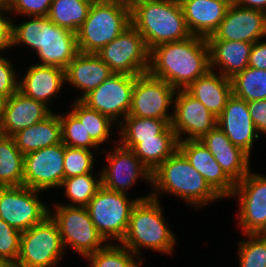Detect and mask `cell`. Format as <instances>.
I'll return each mask as SVG.
<instances>
[{"mask_svg":"<svg viewBox=\"0 0 266 267\" xmlns=\"http://www.w3.org/2000/svg\"><path fill=\"white\" fill-rule=\"evenodd\" d=\"M93 150L64 145V179L91 173L93 170Z\"/></svg>","mask_w":266,"mask_h":267,"instance_id":"f35d334b","label":"cell"},{"mask_svg":"<svg viewBox=\"0 0 266 267\" xmlns=\"http://www.w3.org/2000/svg\"><path fill=\"white\" fill-rule=\"evenodd\" d=\"M261 234L266 238V228L263 230Z\"/></svg>","mask_w":266,"mask_h":267,"instance_id":"f5cc1de1","label":"cell"},{"mask_svg":"<svg viewBox=\"0 0 266 267\" xmlns=\"http://www.w3.org/2000/svg\"><path fill=\"white\" fill-rule=\"evenodd\" d=\"M70 105L71 112L79 119L86 133L90 138L100 147V144H104L108 141L111 134L112 124L115 125L108 116L101 114L100 112L90 109L80 100L72 101Z\"/></svg>","mask_w":266,"mask_h":267,"instance_id":"836d02e7","label":"cell"},{"mask_svg":"<svg viewBox=\"0 0 266 267\" xmlns=\"http://www.w3.org/2000/svg\"><path fill=\"white\" fill-rule=\"evenodd\" d=\"M230 80L235 97L246 102L266 99V70L248 66Z\"/></svg>","mask_w":266,"mask_h":267,"instance_id":"d6a6232c","label":"cell"},{"mask_svg":"<svg viewBox=\"0 0 266 267\" xmlns=\"http://www.w3.org/2000/svg\"><path fill=\"white\" fill-rule=\"evenodd\" d=\"M266 38V12L230 4L217 30L207 40L255 43Z\"/></svg>","mask_w":266,"mask_h":267,"instance_id":"ac0fdd59","label":"cell"},{"mask_svg":"<svg viewBox=\"0 0 266 267\" xmlns=\"http://www.w3.org/2000/svg\"><path fill=\"white\" fill-rule=\"evenodd\" d=\"M173 104L171 127L179 141L200 140L217 125V118L186 89L176 91Z\"/></svg>","mask_w":266,"mask_h":267,"instance_id":"2e32d148","label":"cell"},{"mask_svg":"<svg viewBox=\"0 0 266 267\" xmlns=\"http://www.w3.org/2000/svg\"><path fill=\"white\" fill-rule=\"evenodd\" d=\"M91 5L88 0H53L48 18L59 27L76 33L88 17Z\"/></svg>","mask_w":266,"mask_h":267,"instance_id":"1f68e13d","label":"cell"},{"mask_svg":"<svg viewBox=\"0 0 266 267\" xmlns=\"http://www.w3.org/2000/svg\"><path fill=\"white\" fill-rule=\"evenodd\" d=\"M101 186V172L98 177L96 175L93 176L92 173H86L64 179L60 189L64 188L65 197L69 198L68 200L72 202L66 204V206L86 207Z\"/></svg>","mask_w":266,"mask_h":267,"instance_id":"e575fe53","label":"cell"},{"mask_svg":"<svg viewBox=\"0 0 266 267\" xmlns=\"http://www.w3.org/2000/svg\"><path fill=\"white\" fill-rule=\"evenodd\" d=\"M65 84V71L54 66L34 64L19 79V91L46 106Z\"/></svg>","mask_w":266,"mask_h":267,"instance_id":"cb8c5ba5","label":"cell"},{"mask_svg":"<svg viewBox=\"0 0 266 267\" xmlns=\"http://www.w3.org/2000/svg\"><path fill=\"white\" fill-rule=\"evenodd\" d=\"M90 3H107V2H113V1H119V0H88Z\"/></svg>","mask_w":266,"mask_h":267,"instance_id":"681fc988","label":"cell"},{"mask_svg":"<svg viewBox=\"0 0 266 267\" xmlns=\"http://www.w3.org/2000/svg\"><path fill=\"white\" fill-rule=\"evenodd\" d=\"M5 11V12H4ZM10 11L2 4L0 6V51L11 49L13 20L4 14ZM10 18V19H9ZM0 52V53H1Z\"/></svg>","mask_w":266,"mask_h":267,"instance_id":"ee69618b","label":"cell"},{"mask_svg":"<svg viewBox=\"0 0 266 267\" xmlns=\"http://www.w3.org/2000/svg\"><path fill=\"white\" fill-rule=\"evenodd\" d=\"M176 91L148 72L135 76L128 116L172 120L173 113L168 108L174 103Z\"/></svg>","mask_w":266,"mask_h":267,"instance_id":"7c38bea8","label":"cell"},{"mask_svg":"<svg viewBox=\"0 0 266 267\" xmlns=\"http://www.w3.org/2000/svg\"><path fill=\"white\" fill-rule=\"evenodd\" d=\"M264 40L253 43L249 56V67L266 70V40Z\"/></svg>","mask_w":266,"mask_h":267,"instance_id":"f6af8a7d","label":"cell"},{"mask_svg":"<svg viewBox=\"0 0 266 267\" xmlns=\"http://www.w3.org/2000/svg\"><path fill=\"white\" fill-rule=\"evenodd\" d=\"M127 8L132 10L135 6L143 2L156 1V0H120Z\"/></svg>","mask_w":266,"mask_h":267,"instance_id":"7dc6e473","label":"cell"},{"mask_svg":"<svg viewBox=\"0 0 266 267\" xmlns=\"http://www.w3.org/2000/svg\"><path fill=\"white\" fill-rule=\"evenodd\" d=\"M238 199L239 226L244 234H259L266 228V176L251 170L230 196Z\"/></svg>","mask_w":266,"mask_h":267,"instance_id":"4fadbf2b","label":"cell"},{"mask_svg":"<svg viewBox=\"0 0 266 267\" xmlns=\"http://www.w3.org/2000/svg\"><path fill=\"white\" fill-rule=\"evenodd\" d=\"M12 138L23 155L61 143L59 114L52 112L44 120L16 132Z\"/></svg>","mask_w":266,"mask_h":267,"instance_id":"83f0119b","label":"cell"},{"mask_svg":"<svg viewBox=\"0 0 266 267\" xmlns=\"http://www.w3.org/2000/svg\"><path fill=\"white\" fill-rule=\"evenodd\" d=\"M6 265L7 263L2 258H0V267H5Z\"/></svg>","mask_w":266,"mask_h":267,"instance_id":"f907efd6","label":"cell"},{"mask_svg":"<svg viewBox=\"0 0 266 267\" xmlns=\"http://www.w3.org/2000/svg\"><path fill=\"white\" fill-rule=\"evenodd\" d=\"M151 186L152 198L158 200L166 192L196 209L222 199L179 149L152 172Z\"/></svg>","mask_w":266,"mask_h":267,"instance_id":"3957f363","label":"cell"},{"mask_svg":"<svg viewBox=\"0 0 266 267\" xmlns=\"http://www.w3.org/2000/svg\"><path fill=\"white\" fill-rule=\"evenodd\" d=\"M10 59L0 56V96L8 99L19 90V79Z\"/></svg>","mask_w":266,"mask_h":267,"instance_id":"b9f144b4","label":"cell"},{"mask_svg":"<svg viewBox=\"0 0 266 267\" xmlns=\"http://www.w3.org/2000/svg\"><path fill=\"white\" fill-rule=\"evenodd\" d=\"M130 25L131 10L120 0L94 3L76 32L78 51L96 54Z\"/></svg>","mask_w":266,"mask_h":267,"instance_id":"8992f818","label":"cell"},{"mask_svg":"<svg viewBox=\"0 0 266 267\" xmlns=\"http://www.w3.org/2000/svg\"><path fill=\"white\" fill-rule=\"evenodd\" d=\"M6 99L0 96V127L3 123L4 119V107H5Z\"/></svg>","mask_w":266,"mask_h":267,"instance_id":"c3c4849f","label":"cell"},{"mask_svg":"<svg viewBox=\"0 0 266 267\" xmlns=\"http://www.w3.org/2000/svg\"><path fill=\"white\" fill-rule=\"evenodd\" d=\"M24 155L12 136L0 134V187L22 186Z\"/></svg>","mask_w":266,"mask_h":267,"instance_id":"4dcf8cb0","label":"cell"},{"mask_svg":"<svg viewBox=\"0 0 266 267\" xmlns=\"http://www.w3.org/2000/svg\"><path fill=\"white\" fill-rule=\"evenodd\" d=\"M21 244V232L0 219V258L7 264H15Z\"/></svg>","mask_w":266,"mask_h":267,"instance_id":"ab89813d","label":"cell"},{"mask_svg":"<svg viewBox=\"0 0 266 267\" xmlns=\"http://www.w3.org/2000/svg\"><path fill=\"white\" fill-rule=\"evenodd\" d=\"M89 267H140L141 257L134 255L128 248L108 243L104 248L86 257Z\"/></svg>","mask_w":266,"mask_h":267,"instance_id":"d590c367","label":"cell"},{"mask_svg":"<svg viewBox=\"0 0 266 267\" xmlns=\"http://www.w3.org/2000/svg\"><path fill=\"white\" fill-rule=\"evenodd\" d=\"M186 90L216 118L222 113L227 100L232 96L230 78L211 70L206 75L197 78Z\"/></svg>","mask_w":266,"mask_h":267,"instance_id":"4316f807","label":"cell"},{"mask_svg":"<svg viewBox=\"0 0 266 267\" xmlns=\"http://www.w3.org/2000/svg\"><path fill=\"white\" fill-rule=\"evenodd\" d=\"M64 71L65 82L83 91L76 100H81L114 74L96 54L80 52Z\"/></svg>","mask_w":266,"mask_h":267,"instance_id":"d4e9b609","label":"cell"},{"mask_svg":"<svg viewBox=\"0 0 266 267\" xmlns=\"http://www.w3.org/2000/svg\"><path fill=\"white\" fill-rule=\"evenodd\" d=\"M39 193L24 185L0 187V219L20 232L42 222L50 209L40 200Z\"/></svg>","mask_w":266,"mask_h":267,"instance_id":"8fae6325","label":"cell"},{"mask_svg":"<svg viewBox=\"0 0 266 267\" xmlns=\"http://www.w3.org/2000/svg\"><path fill=\"white\" fill-rule=\"evenodd\" d=\"M155 198L138 201L132 208L127 232L120 244L141 257L142 248L171 254L176 235L164 221L162 206Z\"/></svg>","mask_w":266,"mask_h":267,"instance_id":"5b68a950","label":"cell"},{"mask_svg":"<svg viewBox=\"0 0 266 267\" xmlns=\"http://www.w3.org/2000/svg\"><path fill=\"white\" fill-rule=\"evenodd\" d=\"M191 35L208 38L224 19L231 0H179Z\"/></svg>","mask_w":266,"mask_h":267,"instance_id":"603a6c76","label":"cell"},{"mask_svg":"<svg viewBox=\"0 0 266 267\" xmlns=\"http://www.w3.org/2000/svg\"><path fill=\"white\" fill-rule=\"evenodd\" d=\"M135 76L113 74L80 101L90 109L108 116L113 122L128 116Z\"/></svg>","mask_w":266,"mask_h":267,"instance_id":"5bb4252c","label":"cell"},{"mask_svg":"<svg viewBox=\"0 0 266 267\" xmlns=\"http://www.w3.org/2000/svg\"><path fill=\"white\" fill-rule=\"evenodd\" d=\"M53 0H3V5L16 15L48 17Z\"/></svg>","mask_w":266,"mask_h":267,"instance_id":"60d3db41","label":"cell"},{"mask_svg":"<svg viewBox=\"0 0 266 267\" xmlns=\"http://www.w3.org/2000/svg\"><path fill=\"white\" fill-rule=\"evenodd\" d=\"M131 24L143 36L149 51L191 36L179 0L140 3L131 10Z\"/></svg>","mask_w":266,"mask_h":267,"instance_id":"277c9868","label":"cell"},{"mask_svg":"<svg viewBox=\"0 0 266 267\" xmlns=\"http://www.w3.org/2000/svg\"><path fill=\"white\" fill-rule=\"evenodd\" d=\"M107 165L101 171L102 186L105 188L127 193L126 191L136 184L139 177L152 185V172L140 161L131 149L114 145L113 152H107Z\"/></svg>","mask_w":266,"mask_h":267,"instance_id":"e0dca14e","label":"cell"},{"mask_svg":"<svg viewBox=\"0 0 266 267\" xmlns=\"http://www.w3.org/2000/svg\"><path fill=\"white\" fill-rule=\"evenodd\" d=\"M210 51V69L232 78L248 67L253 43L245 41L207 40Z\"/></svg>","mask_w":266,"mask_h":267,"instance_id":"484cf974","label":"cell"},{"mask_svg":"<svg viewBox=\"0 0 266 267\" xmlns=\"http://www.w3.org/2000/svg\"><path fill=\"white\" fill-rule=\"evenodd\" d=\"M21 24H13L12 47L24 44L35 50L38 65L54 66L65 70L79 53L76 33L59 27L48 17H30Z\"/></svg>","mask_w":266,"mask_h":267,"instance_id":"7a4b0ae2","label":"cell"},{"mask_svg":"<svg viewBox=\"0 0 266 267\" xmlns=\"http://www.w3.org/2000/svg\"><path fill=\"white\" fill-rule=\"evenodd\" d=\"M56 222L48 215L42 222L21 232L18 267H55L64 256ZM63 254V255H62Z\"/></svg>","mask_w":266,"mask_h":267,"instance_id":"9c48e42d","label":"cell"},{"mask_svg":"<svg viewBox=\"0 0 266 267\" xmlns=\"http://www.w3.org/2000/svg\"><path fill=\"white\" fill-rule=\"evenodd\" d=\"M210 70L207 38L191 35L187 39L160 44L150 50L148 73L176 90L186 89Z\"/></svg>","mask_w":266,"mask_h":267,"instance_id":"6da1fadb","label":"cell"},{"mask_svg":"<svg viewBox=\"0 0 266 267\" xmlns=\"http://www.w3.org/2000/svg\"><path fill=\"white\" fill-rule=\"evenodd\" d=\"M179 140L171 125L157 139L142 140L133 149V153L151 171H155L168 157L178 149Z\"/></svg>","mask_w":266,"mask_h":267,"instance_id":"f546056e","label":"cell"},{"mask_svg":"<svg viewBox=\"0 0 266 267\" xmlns=\"http://www.w3.org/2000/svg\"><path fill=\"white\" fill-rule=\"evenodd\" d=\"M52 112L53 110L50 107L27 97L18 90L6 99L0 134L12 136L16 132L44 120Z\"/></svg>","mask_w":266,"mask_h":267,"instance_id":"7402d4cb","label":"cell"},{"mask_svg":"<svg viewBox=\"0 0 266 267\" xmlns=\"http://www.w3.org/2000/svg\"><path fill=\"white\" fill-rule=\"evenodd\" d=\"M247 105L258 135L266 134V99L250 101Z\"/></svg>","mask_w":266,"mask_h":267,"instance_id":"7bdbcfd3","label":"cell"},{"mask_svg":"<svg viewBox=\"0 0 266 267\" xmlns=\"http://www.w3.org/2000/svg\"><path fill=\"white\" fill-rule=\"evenodd\" d=\"M62 143L65 146L93 150V147L100 148L86 133L84 125L71 112L60 114Z\"/></svg>","mask_w":266,"mask_h":267,"instance_id":"8d00e7d4","label":"cell"},{"mask_svg":"<svg viewBox=\"0 0 266 267\" xmlns=\"http://www.w3.org/2000/svg\"><path fill=\"white\" fill-rule=\"evenodd\" d=\"M217 126L235 146L241 148L251 156V151L254 145L253 142L260 136L253 124L245 100L232 95L227 100L222 113L217 117Z\"/></svg>","mask_w":266,"mask_h":267,"instance_id":"d6986e66","label":"cell"},{"mask_svg":"<svg viewBox=\"0 0 266 267\" xmlns=\"http://www.w3.org/2000/svg\"><path fill=\"white\" fill-rule=\"evenodd\" d=\"M172 120L155 118H141L126 116L117 123L120 129V140L117 143L127 149H133L142 140L157 139V135L162 134L170 125Z\"/></svg>","mask_w":266,"mask_h":267,"instance_id":"f1b7e54d","label":"cell"},{"mask_svg":"<svg viewBox=\"0 0 266 267\" xmlns=\"http://www.w3.org/2000/svg\"><path fill=\"white\" fill-rule=\"evenodd\" d=\"M151 194L135 199L125 193L115 192L101 186L89 201L86 209L98 232L110 243H119L124 238L133 206L141 200L148 199Z\"/></svg>","mask_w":266,"mask_h":267,"instance_id":"52a82bcc","label":"cell"},{"mask_svg":"<svg viewBox=\"0 0 266 267\" xmlns=\"http://www.w3.org/2000/svg\"><path fill=\"white\" fill-rule=\"evenodd\" d=\"M231 3L266 12V0H231Z\"/></svg>","mask_w":266,"mask_h":267,"instance_id":"bcb514c9","label":"cell"},{"mask_svg":"<svg viewBox=\"0 0 266 267\" xmlns=\"http://www.w3.org/2000/svg\"><path fill=\"white\" fill-rule=\"evenodd\" d=\"M49 215L56 222L64 249L68 246L82 257L104 248L108 242L98 232L86 207L55 204Z\"/></svg>","mask_w":266,"mask_h":267,"instance_id":"ba28073f","label":"cell"},{"mask_svg":"<svg viewBox=\"0 0 266 267\" xmlns=\"http://www.w3.org/2000/svg\"><path fill=\"white\" fill-rule=\"evenodd\" d=\"M96 55L115 74L138 76L149 69L150 51L143 36L132 24Z\"/></svg>","mask_w":266,"mask_h":267,"instance_id":"30bf717a","label":"cell"},{"mask_svg":"<svg viewBox=\"0 0 266 267\" xmlns=\"http://www.w3.org/2000/svg\"><path fill=\"white\" fill-rule=\"evenodd\" d=\"M5 267H18V266L15 264H7Z\"/></svg>","mask_w":266,"mask_h":267,"instance_id":"816d5d0a","label":"cell"},{"mask_svg":"<svg viewBox=\"0 0 266 267\" xmlns=\"http://www.w3.org/2000/svg\"><path fill=\"white\" fill-rule=\"evenodd\" d=\"M64 180V144L24 155L23 185L41 192L59 188Z\"/></svg>","mask_w":266,"mask_h":267,"instance_id":"9a60e30c","label":"cell"},{"mask_svg":"<svg viewBox=\"0 0 266 267\" xmlns=\"http://www.w3.org/2000/svg\"><path fill=\"white\" fill-rule=\"evenodd\" d=\"M244 235L248 239L238 242L239 267H266V238L261 233Z\"/></svg>","mask_w":266,"mask_h":267,"instance_id":"74e56055","label":"cell"},{"mask_svg":"<svg viewBox=\"0 0 266 267\" xmlns=\"http://www.w3.org/2000/svg\"><path fill=\"white\" fill-rule=\"evenodd\" d=\"M178 149L222 199L232 195L236 184L225 174L200 140L179 141Z\"/></svg>","mask_w":266,"mask_h":267,"instance_id":"ffe728a7","label":"cell"},{"mask_svg":"<svg viewBox=\"0 0 266 267\" xmlns=\"http://www.w3.org/2000/svg\"><path fill=\"white\" fill-rule=\"evenodd\" d=\"M200 141L209 149L222 170L235 184L251 170L250 156L235 146L217 125Z\"/></svg>","mask_w":266,"mask_h":267,"instance_id":"44dd1931","label":"cell"}]
</instances>
